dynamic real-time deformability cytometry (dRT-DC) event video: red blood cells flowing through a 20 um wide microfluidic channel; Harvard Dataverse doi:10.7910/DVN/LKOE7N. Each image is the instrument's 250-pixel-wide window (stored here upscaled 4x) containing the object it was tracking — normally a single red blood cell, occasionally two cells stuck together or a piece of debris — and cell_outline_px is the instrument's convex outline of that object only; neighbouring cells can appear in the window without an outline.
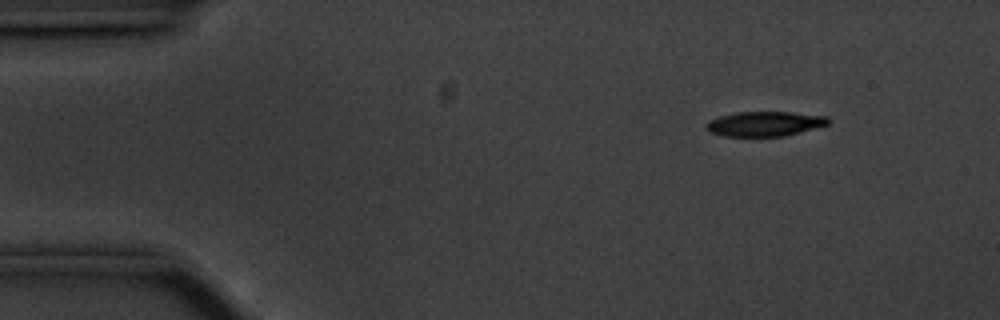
{"species": "common noctule bat (a hibernating species)", "species_latin": "Nyctalus noctula", "temperature_condition": "cold", "stored_images_in_passage": 52, "camera_frame_rate_fps": 3000, "um_per_image_px": 0.085, "animal": {"sex": "male", "body_mass_g": 20.1, "forearm_length_mm": 53.5}, "frame": {"image": 1, "passage_image": 2, "time_ms": 0.333, "image_size_px": [1000, 320], "cell_outline_px": [[832, 120], [828, 124], [784, 136], [724, 136], [708, 132], [704, 124], [708, 120], [720, 116], [736, 112], [792, 112], [828, 116]], "centroid_in_image_um": [64.97, 10.51], "position_along_channel_um": 20.0, "area_um2": 17.69}}
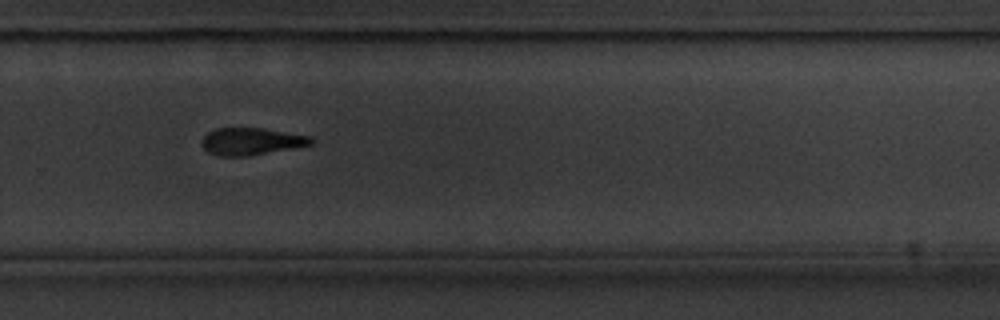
{"frame": {"image": 2, "passage_image": 33, "time_ms": 10.667, "image_size_px": [1000, 320], "cell_outline_px": [[316, 140], [312, 144], [292, 148], [248, 156], [220, 156], [208, 152], [204, 148], [200, 140], [208, 132], [216, 128], [264, 128], [308, 136]], "centroid_in_image_um": [21.33, 12.01], "position_along_channel_um": 308.5, "area_um2": 17.22}}
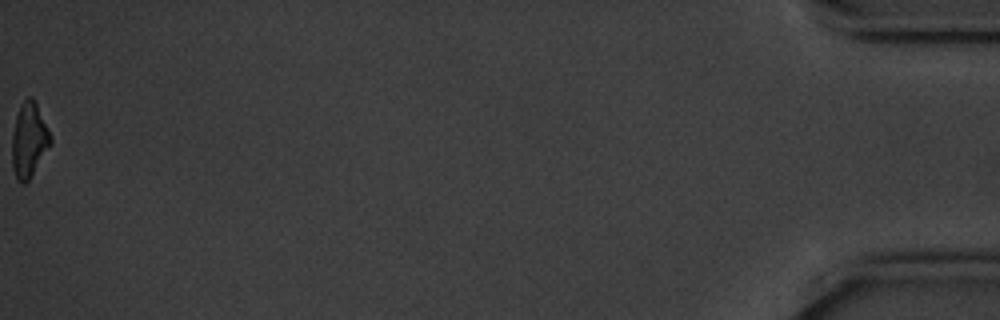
{"frame": {"image": 3, "passage_image": 52, "time_ms": 17.0, "image_size_px": [1000, 320], "cell_outline_px": [[52, 144], [28, 180], [24, 184], [16, 180], [12, 168], [12, 132], [16, 116], [24, 100], [28, 96], [32, 96], [52, 136]], "centroid_in_image_um": [2.46, 11.93], "position_along_channel_um": 432.7, "area_um2": 16.7}, "authors_computed_cell_mechanics": {"area_um2": 18.5249, "velocity_mm_per_s": 3.5489, "shape_relaxation_time_tau1_ms": 4.7801, "shape_relaxation_time_tau2_ms": null, "deformation_change_tau1": 0.2701, "deformation_change_tau2": null}}